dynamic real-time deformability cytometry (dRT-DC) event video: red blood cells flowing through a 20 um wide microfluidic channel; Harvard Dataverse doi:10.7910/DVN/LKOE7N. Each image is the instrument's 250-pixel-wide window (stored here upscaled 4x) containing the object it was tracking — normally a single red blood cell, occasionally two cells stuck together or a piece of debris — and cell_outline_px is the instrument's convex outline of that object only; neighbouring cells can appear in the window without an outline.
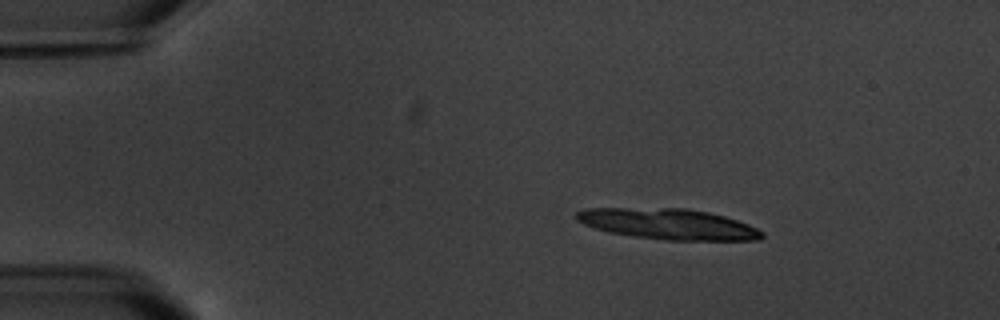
{"species": "common noctule bat (a hibernating species)", "species_latin": "Nyctalus noctula", "temperature_condition": "warm", "stored_images_in_passage": 6, "camera_frame_rate_fps": 3000, "um_per_image_px": 0.085, "animal": {"sex": "male", "body_mass_g": 20.1, "forearm_length_mm": 53.5}, "frame": {"image": 1, "passage_image": 2, "time_ms": 1.333, "image_size_px": [1000, 320], "cell_outline_px": [[764, 236], [760, 240], [664, 240], [608, 232], [584, 224], [576, 220], [576, 212], [584, 208], [688, 208], [708, 212], [724, 216], [748, 224], [764, 232]], "centroid_in_image_um": [56.81, 19.04], "position_along_channel_um": 28.2, "area_um2": 33.18}}
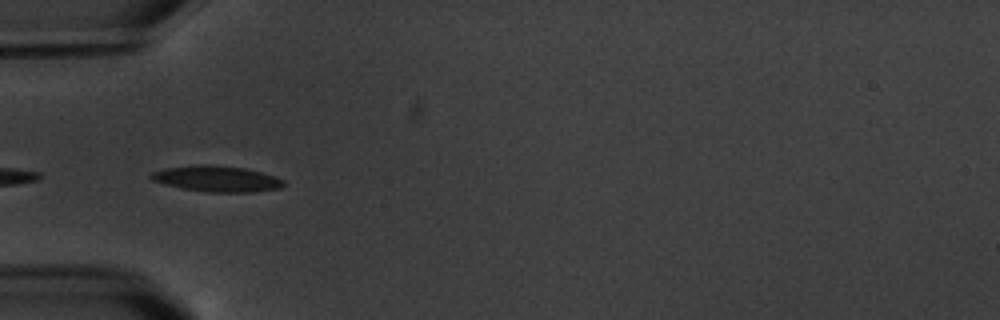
{"frame": {"image": 2, "passage_image": 5, "time_ms": 4.667, "image_size_px": [1000, 320], "cell_outline_px": [[284, 184], [280, 188], [252, 192], [208, 192], [180, 188], [164, 184], [152, 180], [148, 176], [152, 172], [164, 168], [204, 164], [208, 164], [244, 168], [276, 176], [284, 180]], "centroid_in_image_um": [18.41, 15.2], "position_along_channel_um": 66.6, "area_um2": 20.0}}